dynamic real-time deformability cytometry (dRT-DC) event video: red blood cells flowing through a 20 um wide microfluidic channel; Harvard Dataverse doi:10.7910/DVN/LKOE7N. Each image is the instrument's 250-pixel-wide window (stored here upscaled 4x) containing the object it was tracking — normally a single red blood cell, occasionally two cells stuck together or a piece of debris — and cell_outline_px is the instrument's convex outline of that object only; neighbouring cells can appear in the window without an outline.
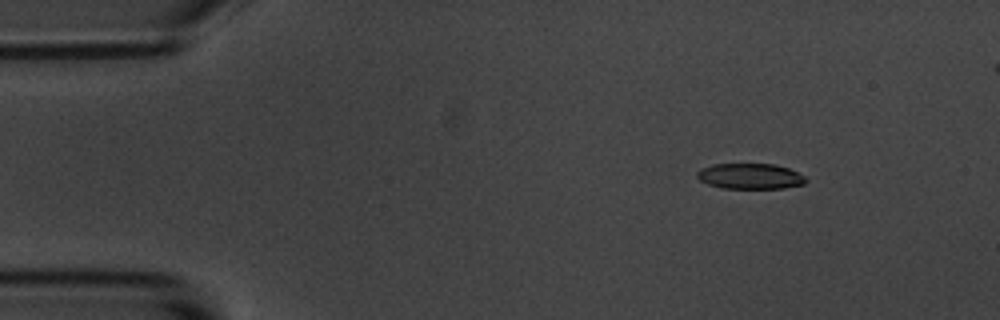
{"species": "common noctule bat (a hibernating species)", "species_latin": "Nyctalus noctula", "temperature_condition": "room temperature", "stored_images_in_passage": 6, "camera_frame_rate_fps": 3000, "um_per_image_px": 0.085, "animal": {"sex": "male", "body_mass_g": 20.1, "forearm_length_mm": 53.5}, "frame": {"image": 1, "passage_image": 2, "time_ms": 2.0, "image_size_px": [1000, 320], "cell_outline_px": [[808, 180], [804, 184], [784, 188], [724, 188], [708, 184], [700, 180], [696, 176], [696, 172], [700, 168], [712, 164], [776, 164], [788, 168], [804, 176]], "centroid_in_image_um": [63.75, 14.97], "position_along_channel_um": 21.3, "area_um2": 16.24}}